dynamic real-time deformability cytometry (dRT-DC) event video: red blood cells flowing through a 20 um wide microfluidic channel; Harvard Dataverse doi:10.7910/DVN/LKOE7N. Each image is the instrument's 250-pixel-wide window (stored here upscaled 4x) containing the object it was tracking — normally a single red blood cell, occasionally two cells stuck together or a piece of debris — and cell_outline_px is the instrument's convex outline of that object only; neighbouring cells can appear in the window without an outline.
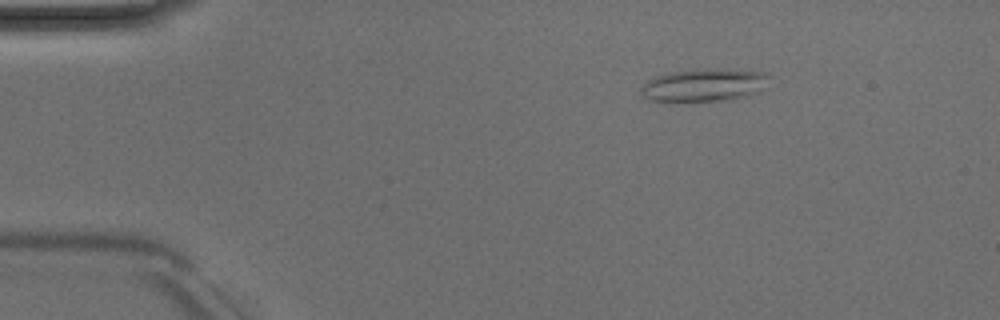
{"species": "Egyptian fruit bat (a non-hibernating species)", "species_latin": "Rousettus aegyptiacus", "temperature_condition": "room temperature", "stored_images_in_passage": 43, "camera_frame_rate_fps": 3000, "um_per_image_px": 0.085, "animal": {"sex": "male"}, "frame": {"image": 1, "passage_image": 1, "time_ms": 0.0, "image_size_px": [1000, 320], "cell_outline_px": [[772, 76], [768, 88], [760, 92], [748, 96], [732, 100], [668, 104], [648, 100], [640, 96], [640, 88], [648, 80], [656, 76], [668, 72], [704, 68], [716, 68], [768, 72]], "centroid_in_image_um": [59.88, 7.27], "position_along_channel_um": 25.1, "area_um2": 26.3}}
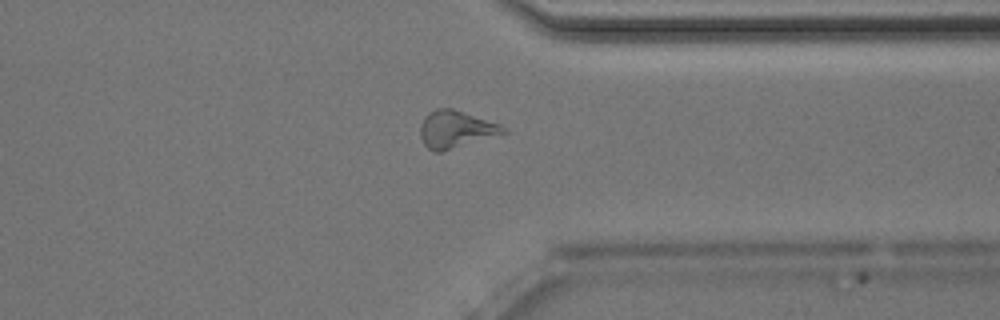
{"frame": {"image": 2, "passage_image": 32, "time_ms": 10.333, "image_size_px": [1000, 320], "cell_outline_px": [[508, 132], [440, 152], [432, 152], [424, 144], [420, 136], [420, 124], [424, 116], [428, 112], [436, 108], [452, 108], [500, 124], [508, 128]], "centroid_in_image_um": [38.72, 10.98], "position_along_channel_um": 372.7, "area_um2": 18.03}}
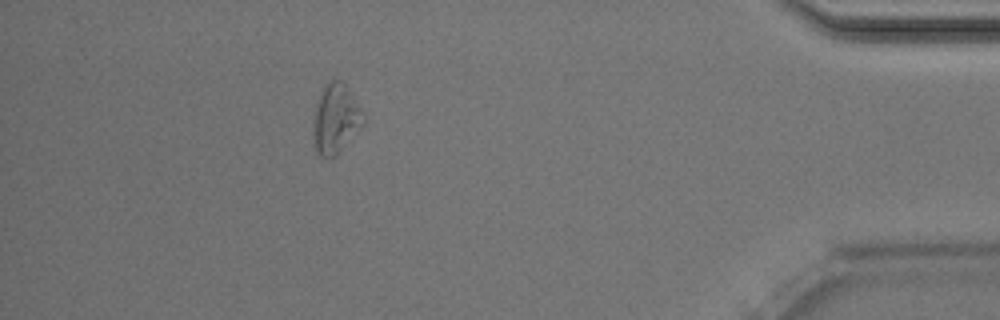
{"frame": {"image": 3, "passage_image": 38, "time_ms": 12.333, "image_size_px": [1000, 320], "cell_outline_px": [[364, 124], [340, 152], [336, 156], [328, 160], [320, 156], [316, 152], [312, 132], [312, 112], [316, 100], [320, 92], [332, 80], [340, 80], [348, 88], [364, 112]], "centroid_in_image_um": [28.5, 10.14], "position_along_channel_um": 406.7, "area_um2": 20.87}, "authors_computed_cell_mechanics": {"area_um2": 17.6868, "velocity_mm_per_s": 4.057, "shape_relaxation_time_tau1_ms": null, "shape_relaxation_time_tau2_ms": 3.6059, "deformation_change_tau1": null, "deformation_change_tau2": 0.1589}}